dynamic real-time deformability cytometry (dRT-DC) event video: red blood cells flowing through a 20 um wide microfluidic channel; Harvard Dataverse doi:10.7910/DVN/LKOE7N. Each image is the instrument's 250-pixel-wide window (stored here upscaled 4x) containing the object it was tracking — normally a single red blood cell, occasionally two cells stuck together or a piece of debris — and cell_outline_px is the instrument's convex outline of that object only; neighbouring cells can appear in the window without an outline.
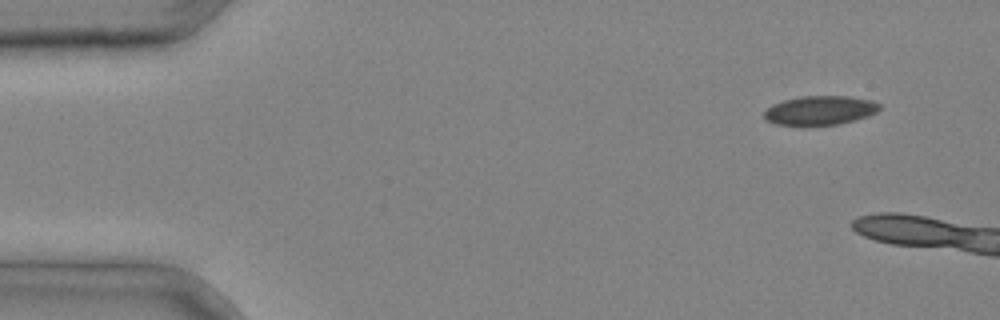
{"species": "common noctule bat (a hibernating species)", "species_latin": "Nyctalus noctula", "temperature_condition": "cold", "stored_images_in_passage": 4, "camera_frame_rate_fps": 3000, "um_per_image_px": 0.085, "animal": {"sex": "male", "body_mass_g": 20.4}, "frame": {"image": 1, "passage_image": 1, "time_ms": 0.0, "image_size_px": [1000, 320], "cell_outline_px": [[880, 108], [876, 112], [868, 116], [836, 124], [776, 124], [764, 120], [764, 112], [772, 104], [784, 100], [800, 96], [848, 96], [872, 100], [880, 104]], "centroid_in_image_um": [69.69, 9.36], "position_along_channel_um": 15.3, "area_um2": 19.25}}
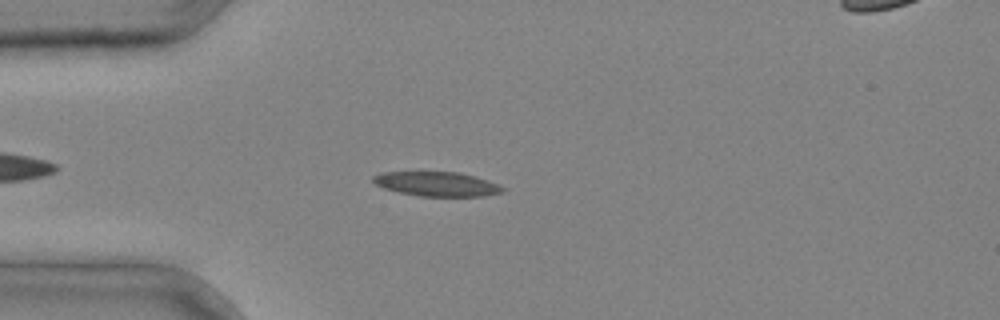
{"frame": {"image": 2, "passage_image": 4, "time_ms": 1.0, "image_size_px": [1000, 320], "cell_outline_px": [[508, 188], [504, 192], [484, 196], [420, 196], [400, 192], [384, 188], [376, 184], [372, 180], [372, 176], [380, 172], [460, 172], [488, 180]], "centroid_in_image_um": [37.17, 15.64], "position_along_channel_um": 47.8, "area_um2": 18.5}}